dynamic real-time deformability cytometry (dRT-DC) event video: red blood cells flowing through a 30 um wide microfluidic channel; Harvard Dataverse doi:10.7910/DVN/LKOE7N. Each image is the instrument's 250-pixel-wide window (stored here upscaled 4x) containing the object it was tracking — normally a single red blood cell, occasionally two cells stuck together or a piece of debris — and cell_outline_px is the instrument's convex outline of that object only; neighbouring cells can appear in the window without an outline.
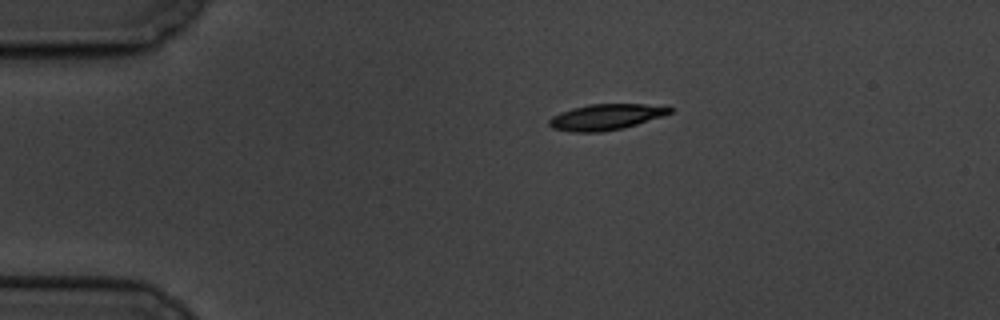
{"species": "common noctule bat (a hibernating species)", "species_latin": "Nyctalus noctula", "temperature_condition": "cold", "stored_images_in_passage": 4, "camera_frame_rate_fps": 3000, "um_per_image_px": 0.085, "animal": {"sex": "male", "body_mass_g": 19.5, "forearm_length_mm": 54.6}, "frame": {"image": 1, "passage_image": 1, "time_ms": 0.0, "image_size_px": [1000, 320], "cell_outline_px": [[672, 112], [636, 124], [620, 128], [600, 132], [572, 132], [552, 128], [548, 124], [548, 120], [552, 116], [560, 112], [572, 108], [588, 104], [644, 104], [672, 108]], "centroid_in_image_um": [51.41, 9.94], "position_along_channel_um": 33.6, "area_um2": 17.86}}
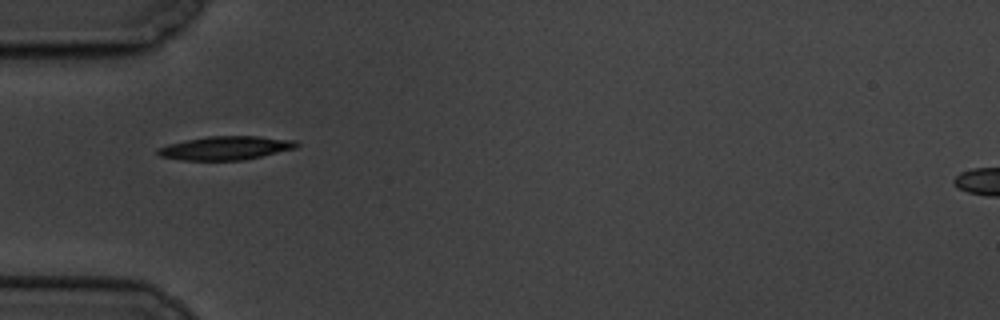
{"frame": {"image": 2, "passage_image": 3, "time_ms": 2.333, "image_size_px": [1000, 320], "cell_outline_px": [[300, 144], [296, 148], [244, 160], [180, 160], [160, 156], [156, 152], [156, 148], [168, 144], [208, 136], [260, 136], [296, 140]], "centroid_in_image_um": [19.19, 12.58], "position_along_channel_um": 65.8, "area_um2": 19.13}}
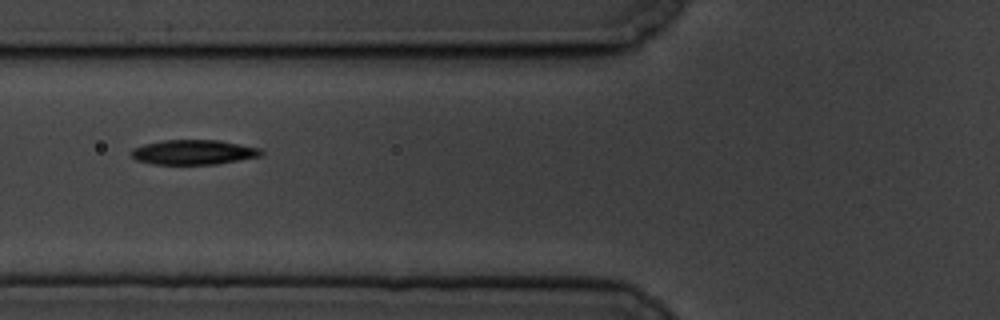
{"frame": {"image": 3, "passage_image": 4, "time_ms": 3.667, "image_size_px": [1000, 320], "cell_outline_px": [[264, 152], [260, 156], [216, 164], [156, 164], [136, 160], [132, 156], [132, 148], [144, 144], [164, 140], [220, 140], [260, 148]], "centroid_in_image_um": [16.46, 12.93], "position_along_channel_um": 109.3, "area_um2": 18.61}}